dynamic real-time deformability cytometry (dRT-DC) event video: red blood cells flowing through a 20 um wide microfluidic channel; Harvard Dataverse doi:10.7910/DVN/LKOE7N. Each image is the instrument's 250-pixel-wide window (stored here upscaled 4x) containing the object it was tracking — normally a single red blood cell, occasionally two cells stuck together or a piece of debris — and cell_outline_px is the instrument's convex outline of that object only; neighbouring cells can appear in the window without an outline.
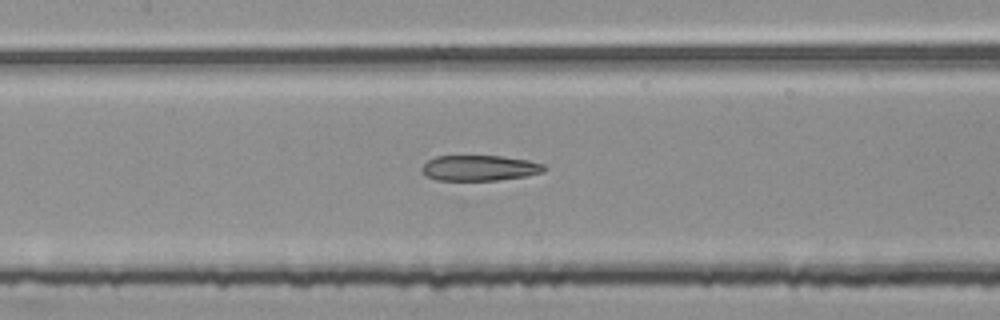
{"species": "common noctule bat (a hibernating species)", "species_latin": "Nyctalus noctula", "temperature_condition": "room temperature", "stored_images_in_passage": 54, "segment_of_instrument_passage": [2, 2], "camera_frame_rate_fps": 3000, "um_per_image_px": 0.085, "animal": {"sex": "female", "body_mass_g": 25.1}, "frame": {"image": 1, "passage_image": 25, "time_ms": 8.0, "image_size_px": [1000, 320], "cell_outline_px": [[548, 168], [544, 172], [528, 176], [496, 180], [436, 180], [428, 176], [420, 168], [428, 160], [436, 156], [504, 156], [528, 160], [544, 164]], "centroid_in_image_um": [40.82, 14.27], "position_along_channel_um": 166.6, "area_um2": 18.26}}
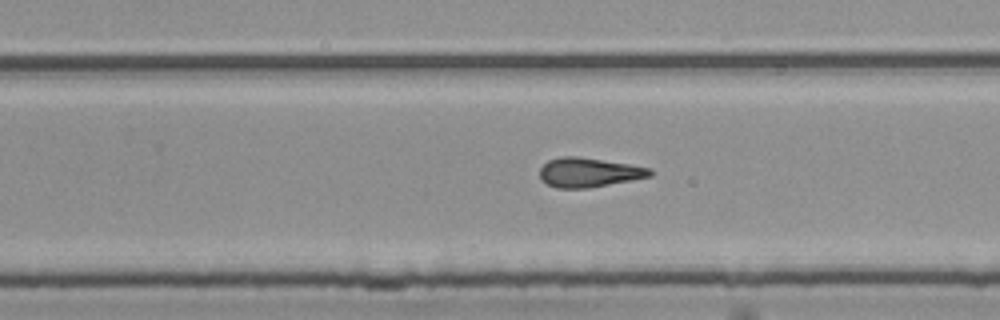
{"frame": {"image": 2, "passage_image": 34, "time_ms": 11.0, "image_size_px": [1000, 320], "cell_outline_px": [[652, 176], [632, 180], [588, 188], [556, 188], [540, 180], [540, 168], [548, 160], [560, 156], [576, 156], [628, 164], [652, 168]], "centroid_in_image_um": [50.03, 14.66], "position_along_channel_um": 279.8, "area_um2": 18.84}}
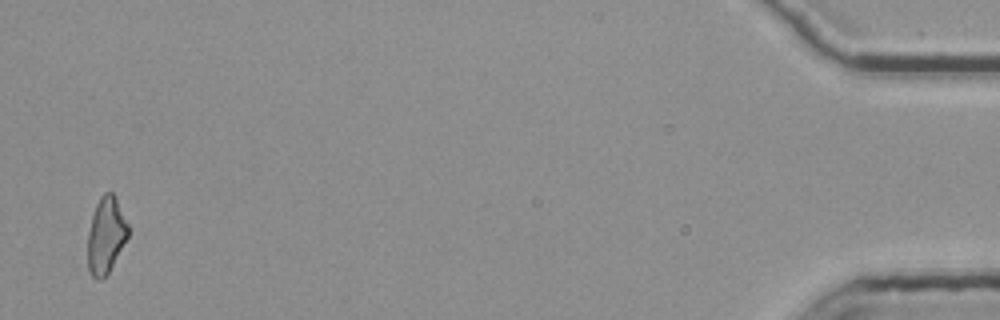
{"frame": {"image": 3, "passage_image": 53, "time_ms": 17.333, "image_size_px": [1000, 320], "cell_outline_px": [[128, 236], [108, 272], [100, 280], [96, 280], [92, 276], [88, 268], [88, 232], [92, 216], [96, 204], [100, 196], [104, 192], [112, 192], [128, 224]], "centroid_in_image_um": [8.98, 20.0], "position_along_channel_um": 426.2, "area_um2": 17.57}}